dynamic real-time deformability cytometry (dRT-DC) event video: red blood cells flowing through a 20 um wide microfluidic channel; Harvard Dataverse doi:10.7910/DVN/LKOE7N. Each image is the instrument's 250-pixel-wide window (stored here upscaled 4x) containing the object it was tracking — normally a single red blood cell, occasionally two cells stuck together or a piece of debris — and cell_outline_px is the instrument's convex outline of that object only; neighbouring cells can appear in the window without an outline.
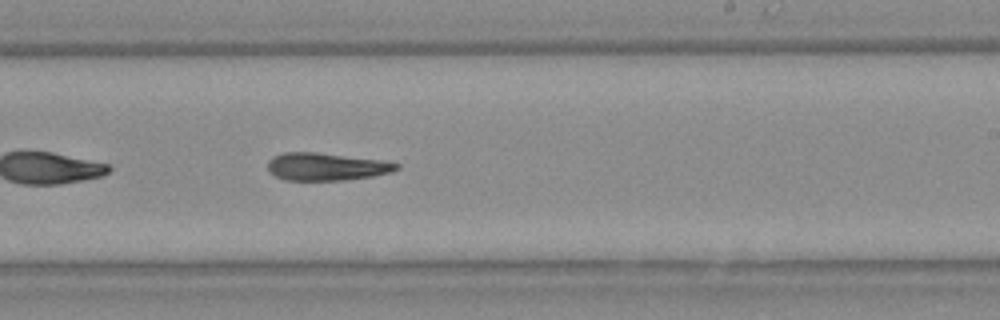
{"species": "Egyptian fruit bat (a non-hibernating species)", "species_latin": "Rousettus aegyptiacus", "temperature_condition": "warm", "stored_images_in_passage": 39, "camera_frame_rate_fps": 3000, "um_per_image_px": 0.085, "animal": {"sex": "female"}, "frame": {"image": 1, "passage_image": 23, "time_ms": 7.333, "image_size_px": [1000, 320], "cell_outline_px": [[400, 168], [392, 172], [372, 176], [344, 180], [284, 180], [268, 172], [268, 160], [272, 156], [284, 152], [312, 152], [380, 160], [400, 164]], "centroid_in_image_um": [27.7, 14.17], "position_along_channel_um": 261.3, "area_um2": 20.63}}